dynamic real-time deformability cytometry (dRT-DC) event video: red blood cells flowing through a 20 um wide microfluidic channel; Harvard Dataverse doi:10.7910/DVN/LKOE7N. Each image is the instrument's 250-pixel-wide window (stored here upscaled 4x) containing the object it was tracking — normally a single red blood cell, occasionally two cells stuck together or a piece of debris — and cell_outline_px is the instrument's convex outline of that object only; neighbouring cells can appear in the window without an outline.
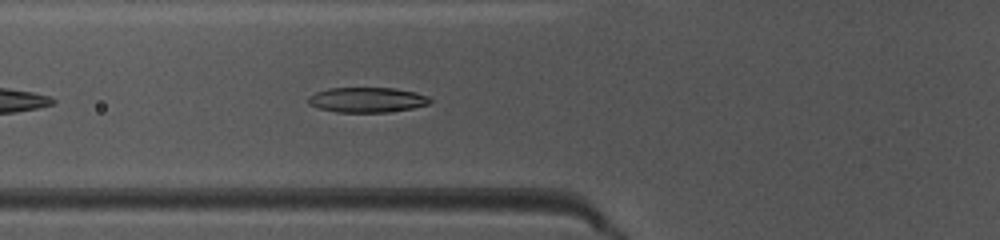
{"species": "common noctule bat (a hibernating species)", "species_latin": "Nyctalus noctula", "temperature_condition": "warm", "stored_images_in_passage": 33, "camera_frame_rate_fps": 3000, "um_per_image_px": 0.085, "animal": {"sex": "female", "body_mass_g": 10.0, "forearm_length_mm": 53.1}, "frame": {"image": 1, "passage_image": 6, "time_ms": 1.667, "image_size_px": [1000, 240], "cell_outline_px": [[432, 100], [428, 104], [412, 108], [388, 112], [336, 112], [320, 108], [308, 104], [308, 96], [316, 92], [328, 88], [396, 88], [416, 92], [428, 96]], "centroid_in_image_um": [31.2, 8.48], "position_along_channel_um": 94.6, "area_um2": 17.8}}
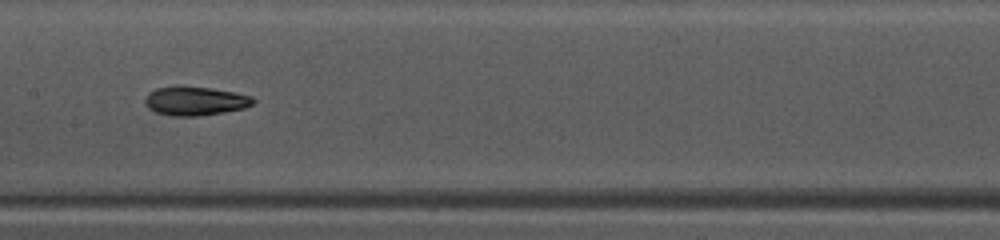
{"frame": {"image": 2, "passage_image": 13, "time_ms": 4.0, "image_size_px": [1000, 240], "cell_outline_px": [[256, 100], [252, 104], [244, 108], [224, 112], [196, 116], [172, 116], [156, 112], [148, 108], [144, 104], [144, 100], [148, 92], [156, 88], [212, 88], [236, 92], [252, 96]], "centroid_in_image_um": [16.6, 8.61], "position_along_channel_um": 190.8, "area_um2": 17.86}}
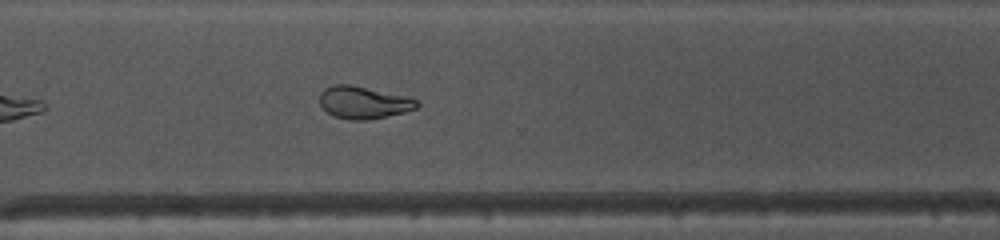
{"frame": {"image": 3, "passage_image": 24, "time_ms": 7.667, "image_size_px": [1000, 240], "cell_outline_px": [[420, 104], [416, 108], [404, 112], [368, 120], [348, 120], [332, 116], [320, 104], [320, 92], [324, 88], [336, 84], [348, 84], [408, 96], [420, 100]], "centroid_in_image_um": [30.92, 8.71], "position_along_channel_um": 339.7, "area_um2": 18.44}, "authors_computed_cell_mechanics": {"area_um2": 18.1492, "velocity_mm_per_s": 4.0882, "shape_relaxation_time_tau1_ms": null, "shape_relaxation_time_tau2_ms": 1.9694, "deformation_change_tau1": null, "deformation_change_tau2": 0.0851}}